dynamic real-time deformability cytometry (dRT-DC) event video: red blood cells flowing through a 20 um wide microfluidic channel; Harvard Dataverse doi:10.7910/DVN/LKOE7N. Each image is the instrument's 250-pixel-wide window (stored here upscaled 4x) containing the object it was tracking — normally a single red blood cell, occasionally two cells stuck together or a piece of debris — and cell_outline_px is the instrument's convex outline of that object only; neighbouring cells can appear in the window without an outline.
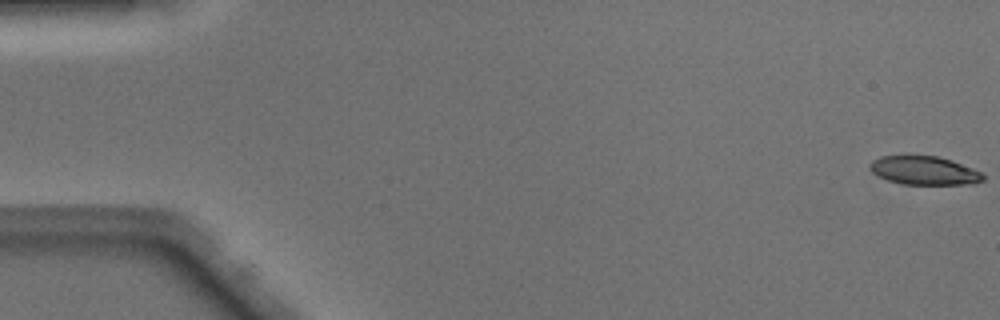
{"species": "Egyptian fruit bat (a non-hibernating species)", "species_latin": "Rousettus aegyptiacus", "temperature_condition": "warm", "stored_images_in_passage": 51, "camera_frame_rate_fps": 3000, "um_per_image_px": 0.085, "animal": {"sex": "male"}, "frame": {"image": 1, "passage_image": 1, "time_ms": 0.0, "image_size_px": [1000, 320], "cell_outline_px": [[984, 180], [972, 184], [904, 184], [888, 180], [872, 172], [872, 160], [880, 156], [904, 152], [936, 156], [952, 160], [972, 168], [980, 172], [984, 176]], "centroid_in_image_um": [78.53, 14.44], "position_along_channel_um": 6.5, "area_um2": 19.31}}
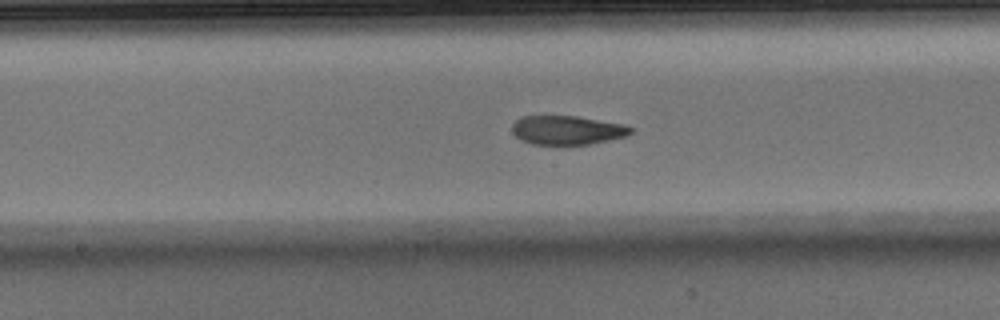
{"frame": {"image": 2, "passage_image": 26, "time_ms": 8.333, "image_size_px": [1000, 320], "cell_outline_px": [[632, 132], [628, 136], [588, 144], [532, 144], [520, 140], [512, 132], [512, 124], [520, 116], [576, 116], [624, 124], [632, 128]], "centroid_in_image_um": [48.19, 11.05], "position_along_channel_um": 200.0, "area_um2": 20.0}}
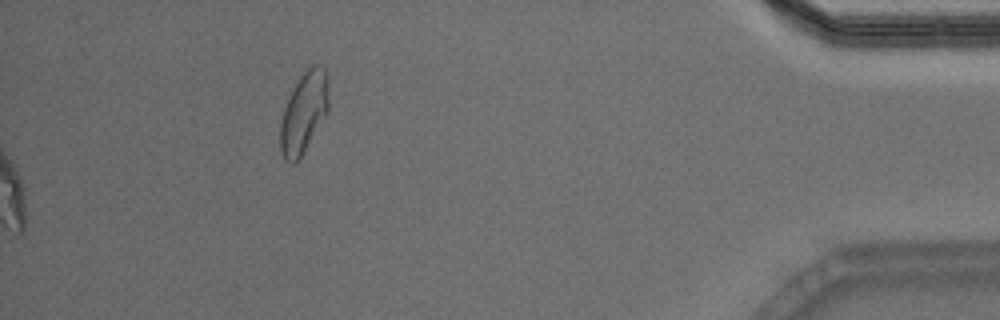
{"frame": {"image": 3, "passage_image": 51, "time_ms": 16.667, "image_size_px": [1000, 320], "cell_outline_px": [[328, 112], [296, 164], [292, 164], [284, 160], [280, 148], [280, 124], [284, 108], [300, 76], [312, 64], [316, 64], [324, 68], [328, 72]], "centroid_in_image_um": [25.84, 9.58], "position_along_channel_um": 409.4, "area_um2": 22.72}, "authors_computed_cell_mechanics": {"area_um2": 21.386, "velocity_mm_per_s": 4.11, "shape_relaxation_time_tau1_ms": 7.9196, "shape_relaxation_time_tau2_ms": 1.75, "deformation_change_tau1": 0.255, "deformation_change_tau2": 0.0829}}